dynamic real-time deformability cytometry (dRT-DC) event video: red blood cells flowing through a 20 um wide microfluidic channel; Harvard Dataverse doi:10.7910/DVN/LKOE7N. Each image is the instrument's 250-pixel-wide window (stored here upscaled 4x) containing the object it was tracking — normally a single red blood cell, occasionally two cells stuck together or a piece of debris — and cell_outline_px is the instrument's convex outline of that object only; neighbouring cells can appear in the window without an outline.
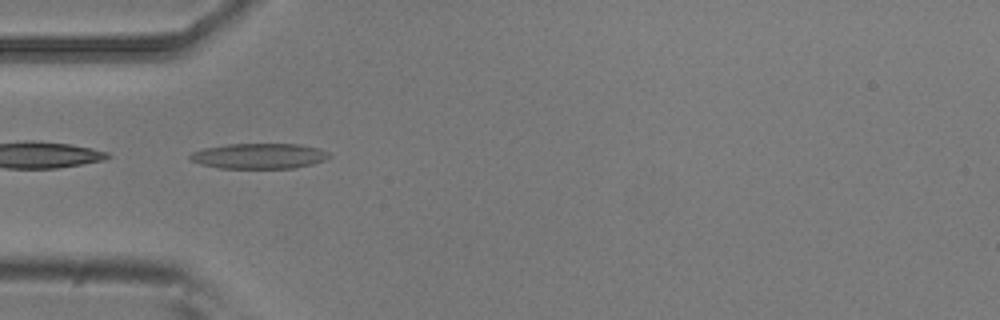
{"species": "common noctule bat (a hibernating species)", "species_latin": "Nyctalus noctula", "temperature_condition": "room temperature", "stored_images_in_passage": 4, "camera_frame_rate_fps": 3000, "um_per_image_px": 0.085, "animal": {"sex": "male", "body_mass_g": 20.5, "forearm_length_mm": 52.5}, "frame": {"image": 1, "passage_image": 2, "time_ms": 0.333, "image_size_px": [1000, 320], "cell_outline_px": [[332, 156], [324, 160], [312, 164], [296, 168], [220, 168], [200, 164], [192, 160], [188, 156], [192, 152], [204, 148], [228, 144], [300, 144], [320, 148], [328, 152]], "centroid_in_image_um": [22.05, 13.26], "position_along_channel_um": 62.9, "area_um2": 20.63}}
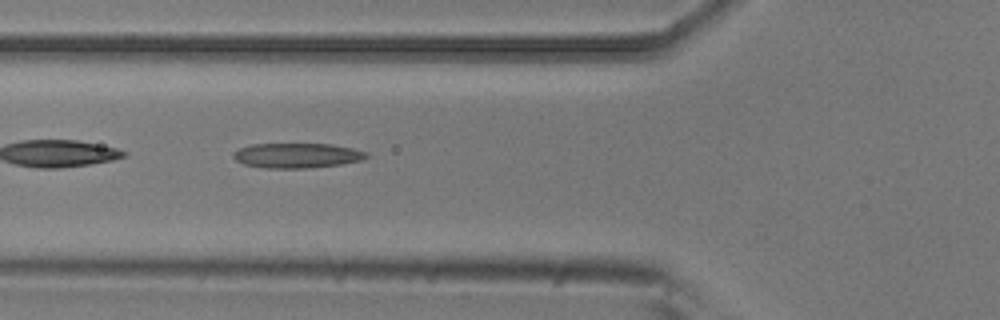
{"frame": {"image": 2, "passage_image": 3, "time_ms": 0.667, "image_size_px": [1000, 320], "cell_outline_px": [[368, 156], [360, 160], [340, 164], [304, 168], [264, 168], [244, 164], [236, 160], [232, 156], [232, 152], [240, 148], [252, 144], [332, 144], [352, 148], [368, 152]], "centroid_in_image_um": [25.21, 13.21], "position_along_channel_um": 100.6, "area_um2": 19.19}}